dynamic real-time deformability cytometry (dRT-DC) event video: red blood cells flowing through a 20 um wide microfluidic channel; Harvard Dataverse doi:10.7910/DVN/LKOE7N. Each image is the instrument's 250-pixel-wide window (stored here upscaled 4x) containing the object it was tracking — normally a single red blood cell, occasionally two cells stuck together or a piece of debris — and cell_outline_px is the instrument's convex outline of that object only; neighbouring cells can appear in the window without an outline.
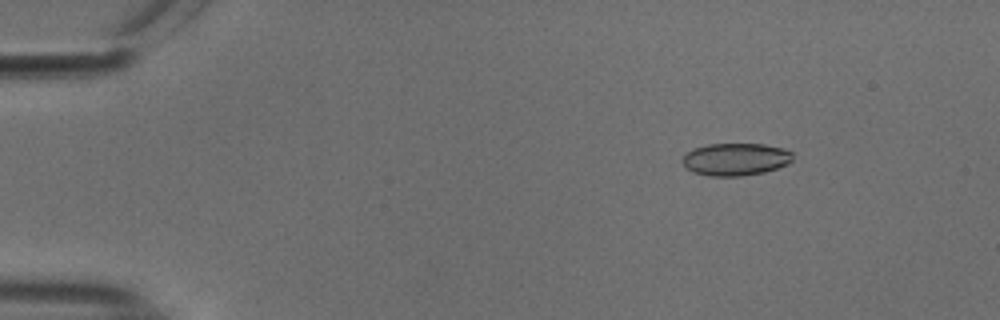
{"species": "common noctule bat (a hibernating species)", "species_latin": "Nyctalus noctula", "temperature_condition": "cold", "stored_images_in_passage": 54, "camera_frame_rate_fps": 3000, "um_per_image_px": 0.085, "animal": {"sex": "male", "body_mass_g": 18.8}, "frame": {"image": 1, "passage_image": 8, "time_ms": 2.333, "image_size_px": [1000, 320], "cell_outline_px": [[792, 160], [788, 164], [764, 172], [744, 176], [708, 176], [692, 172], [684, 164], [684, 152], [692, 148], [708, 144], [764, 144], [784, 148], [792, 152]], "centroid_in_image_um": [62.52, 13.53], "position_along_channel_um": 22.5, "area_um2": 20.98}}
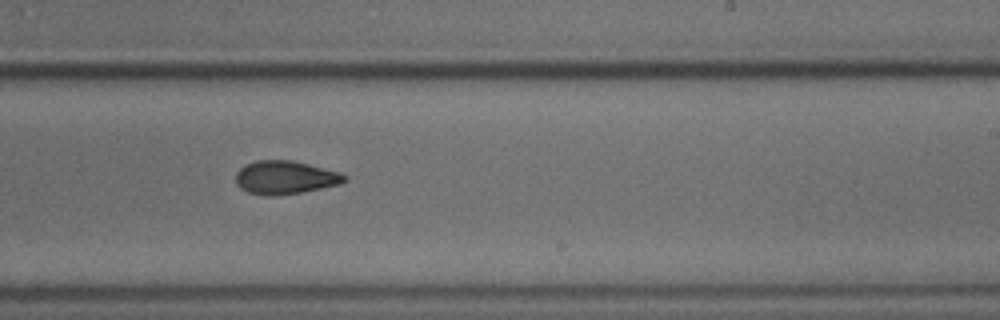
{"frame": {"image": 2, "passage_image": 34, "time_ms": 11.0, "image_size_px": [1000, 320], "cell_outline_px": [[348, 180], [340, 184], [300, 192], [272, 196], [268, 196], [248, 192], [240, 188], [236, 184], [236, 172], [244, 164], [256, 160], [292, 160], [340, 172], [348, 176]], "centroid_in_image_um": [24.23, 15.07], "position_along_channel_um": 264.8, "area_um2": 21.15}}
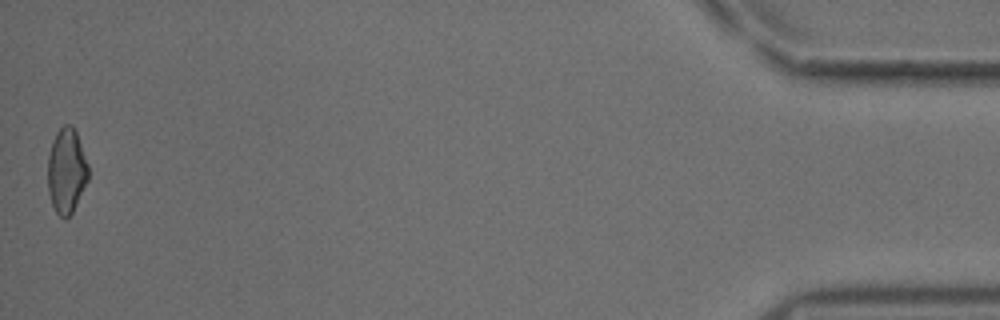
{"frame": {"image": 3, "passage_image": 54, "time_ms": 17.667, "image_size_px": [1000, 320], "cell_outline_px": [[88, 180], [72, 212], [64, 220], [56, 212], [52, 204], [48, 192], [48, 156], [52, 140], [56, 132], [64, 124], [72, 124], [76, 132], [88, 164]], "centroid_in_image_um": [5.64, 14.5], "position_along_channel_um": 429.6, "area_um2": 20.06}, "authors_computed_cell_mechanics": {"area_um2": 21.0681, "velocity_mm_per_s": 3.7798, "shape_relaxation_time_tau1_ms": 5.7472, "shape_relaxation_time_tau2_ms": 2.3993, "deformation_change_tau1": 0.1243, "deformation_change_tau2": 0.0758}}